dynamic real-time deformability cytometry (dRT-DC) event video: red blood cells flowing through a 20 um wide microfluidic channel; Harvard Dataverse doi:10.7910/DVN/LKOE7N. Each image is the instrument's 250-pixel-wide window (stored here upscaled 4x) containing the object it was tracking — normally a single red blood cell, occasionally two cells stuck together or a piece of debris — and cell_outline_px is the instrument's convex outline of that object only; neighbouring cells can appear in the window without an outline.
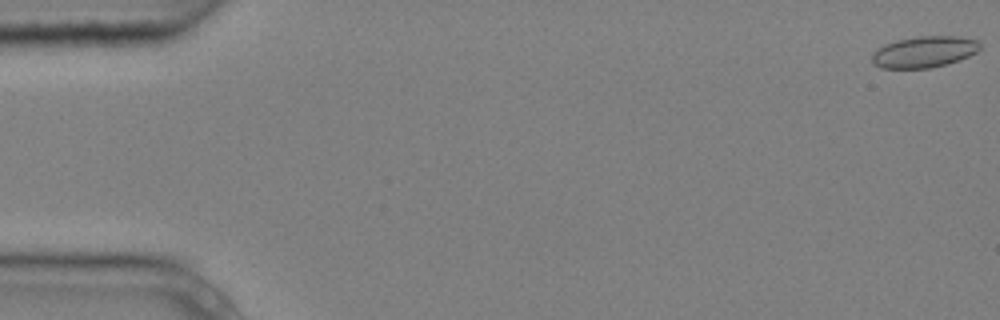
{"species": "common noctule bat (a hibernating species)", "species_latin": "Nyctalus noctula", "temperature_condition": "cold", "stored_images_in_passage": 5, "segment_of_instrument_passage": [1, 2], "camera_frame_rate_fps": 3000, "um_per_image_px": 0.085, "animal": {"sex": "male", "body_mass_g": 20.4}, "frame": {"image": 1, "passage_image": 1, "time_ms": 0.0, "image_size_px": [1000, 320], "cell_outline_px": [[980, 48], [976, 52], [968, 56], [948, 64], [928, 68], [880, 68], [872, 64], [872, 52], [884, 44], [896, 40], [920, 36], [960, 36], [976, 40], [980, 44]], "centroid_in_image_um": [78.52, 4.41], "position_along_channel_um": 6.5, "area_um2": 19.77}}
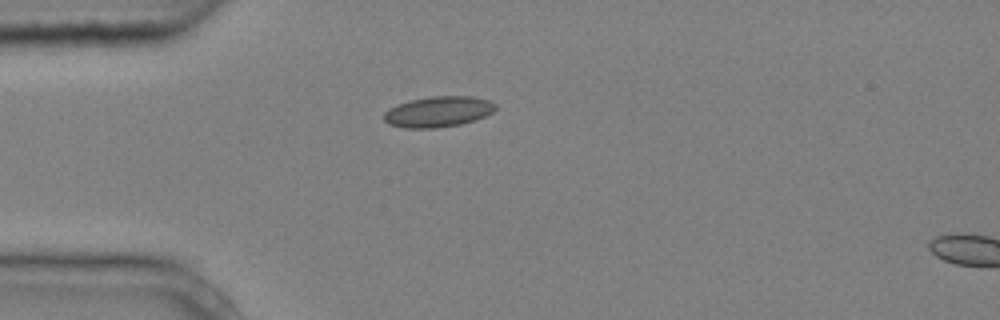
{"frame": {"image": 2, "passage_image": 4, "time_ms": 1.0, "image_size_px": [1000, 320], "cell_outline_px": [[496, 108], [492, 112], [484, 116], [460, 124], [436, 128], [404, 128], [388, 124], [384, 120], [384, 112], [388, 108], [412, 100], [432, 96], [472, 96], [488, 100], [496, 104]], "centroid_in_image_um": [37.23, 9.49], "position_along_channel_um": 47.8, "area_um2": 19.77}}